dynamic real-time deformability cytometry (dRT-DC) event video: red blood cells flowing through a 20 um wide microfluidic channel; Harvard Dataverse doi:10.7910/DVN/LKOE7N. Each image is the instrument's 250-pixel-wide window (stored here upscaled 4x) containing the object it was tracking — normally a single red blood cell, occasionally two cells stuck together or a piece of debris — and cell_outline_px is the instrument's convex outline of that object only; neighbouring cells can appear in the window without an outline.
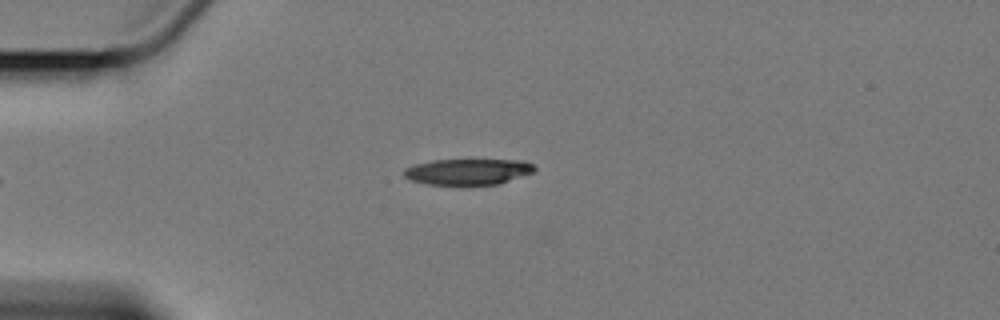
{"species": "Egyptian fruit bat (a non-hibernating species)", "species_latin": "Rousettus aegyptiacus", "temperature_condition": "cold", "stored_images_in_passage": 5, "camera_frame_rate_fps": 3000, "um_per_image_px": 0.085, "animal": {"sex": "female"}, "frame": {"image": 1, "passage_image": 5, "time_ms": 5.0, "image_size_px": [1000, 320], "cell_outline_px": [[536, 168], [532, 172], [500, 184], [428, 184], [412, 180], [404, 176], [404, 168], [416, 164], [432, 160], [524, 160], [532, 164]], "centroid_in_image_um": [39.78, 14.58], "position_along_channel_um": 45.2, "area_um2": 19.48}}